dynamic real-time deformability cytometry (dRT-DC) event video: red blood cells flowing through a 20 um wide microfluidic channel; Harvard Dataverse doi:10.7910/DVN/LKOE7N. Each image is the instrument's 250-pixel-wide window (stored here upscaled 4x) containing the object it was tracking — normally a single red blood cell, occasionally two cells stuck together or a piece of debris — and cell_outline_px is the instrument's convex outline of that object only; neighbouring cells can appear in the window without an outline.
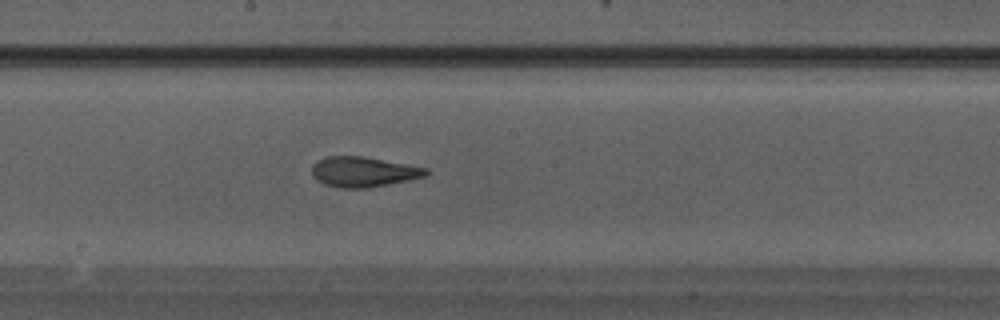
{"species": "Egyptian fruit bat (a non-hibernating species)", "species_latin": "Rousettus aegyptiacus", "temperature_condition": "warm", "stored_images_in_passage": 17, "camera_frame_rate_fps": 3000, "um_per_image_px": 0.085, "animal": {"sex": "male"}, "frame": {"image": 1, "passage_image": 9, "time_ms": 2.667, "image_size_px": [1000, 320], "cell_outline_px": [[428, 172], [424, 176], [408, 180], [368, 188], [340, 188], [324, 184], [316, 180], [312, 176], [312, 164], [324, 156], [364, 156], [408, 164], [428, 168]], "centroid_in_image_um": [30.85, 14.6], "position_along_channel_um": 217.4, "area_um2": 20.17}}
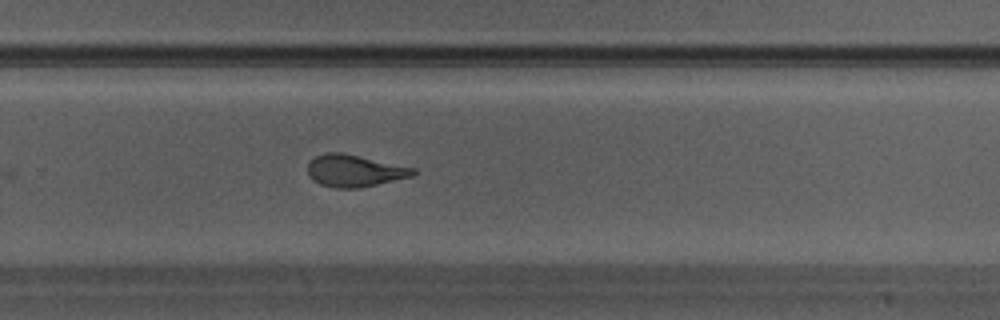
{"frame": {"image": 2, "passage_image": 13, "time_ms": 4.0, "image_size_px": [1000, 320], "cell_outline_px": [[416, 172], [412, 176], [360, 188], [336, 188], [320, 184], [312, 180], [308, 176], [308, 164], [316, 156], [328, 152], [344, 152], [416, 168]], "centroid_in_image_um": [30.13, 14.51], "position_along_channel_um": 299.7, "area_um2": 19.77}}